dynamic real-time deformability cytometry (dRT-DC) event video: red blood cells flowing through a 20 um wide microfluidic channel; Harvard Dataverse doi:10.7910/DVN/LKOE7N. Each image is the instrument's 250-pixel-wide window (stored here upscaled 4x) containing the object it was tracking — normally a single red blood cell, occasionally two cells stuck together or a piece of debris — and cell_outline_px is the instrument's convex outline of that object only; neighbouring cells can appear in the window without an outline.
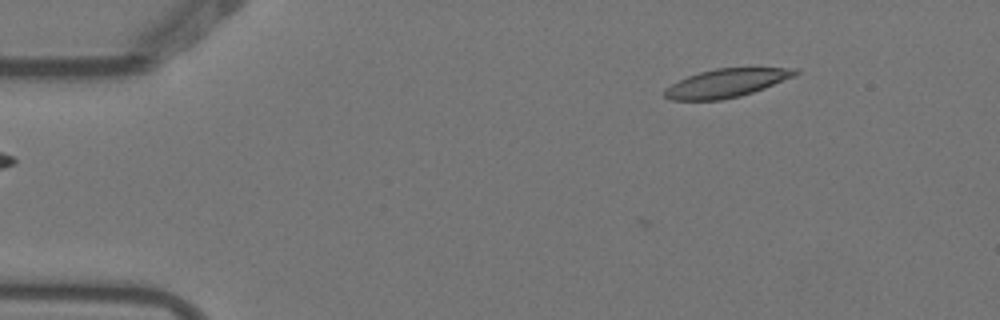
{"species": "Egyptian fruit bat (a non-hibernating species)", "species_latin": "Rousettus aegyptiacus", "temperature_condition": "warm", "stored_images_in_passage": 8, "camera_frame_rate_fps": 3000, "um_per_image_px": 0.085, "animal": {"sex": "female"}, "frame": {"image": 1, "passage_image": 4, "time_ms": 1.0, "image_size_px": [1000, 320], "cell_outline_px": [[800, 72], [796, 76], [764, 88], [740, 96], [720, 100], [672, 100], [664, 96], [664, 88], [688, 76], [700, 72], [716, 68], [800, 68]], "centroid_in_image_um": [61.77, 7.06], "position_along_channel_um": 23.2, "area_um2": 21.56}}
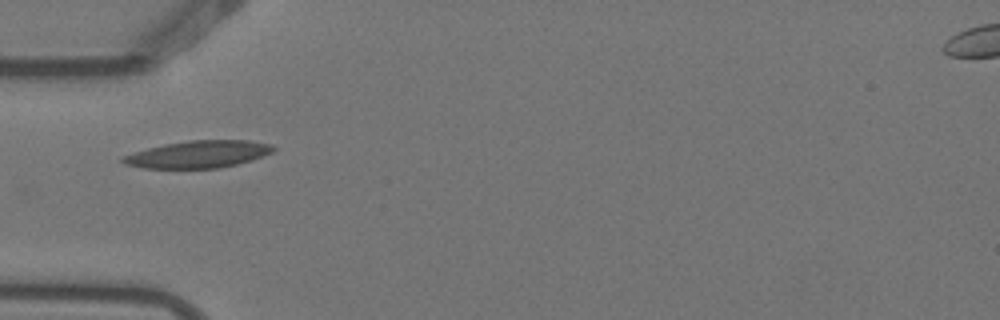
{"frame": {"image": 2, "passage_image": 7, "time_ms": 2.0, "image_size_px": [1000, 320], "cell_outline_px": [[276, 148], [272, 152], [252, 160], [220, 168], [140, 168], [124, 164], [120, 160], [120, 156], [148, 148], [164, 144], [188, 140], [248, 140], [272, 144]], "centroid_in_image_um": [16.82, 13.11], "position_along_channel_um": 68.2, "area_um2": 23.99}}
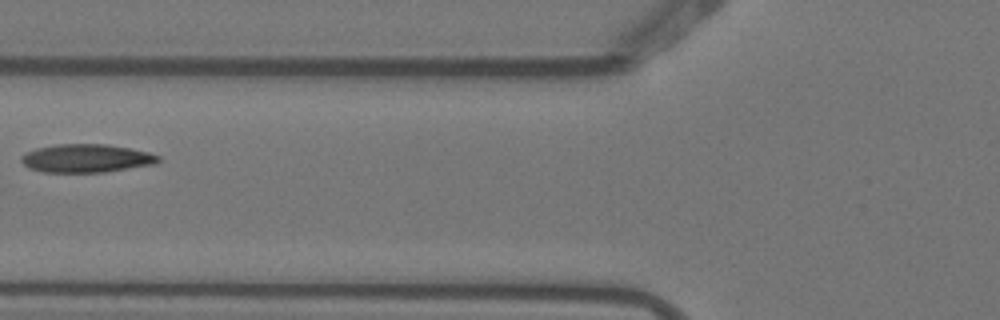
{"frame": {"image": 3, "passage_image": 8, "time_ms": 2.333, "image_size_px": [1000, 320], "cell_outline_px": [[160, 160], [152, 164], [104, 172], [40, 172], [28, 168], [20, 160], [20, 156], [24, 152], [36, 148], [56, 144], [108, 144], [148, 152], [160, 156]], "centroid_in_image_um": [7.26, 13.45], "position_along_channel_um": 118.5, "area_um2": 22.6}}